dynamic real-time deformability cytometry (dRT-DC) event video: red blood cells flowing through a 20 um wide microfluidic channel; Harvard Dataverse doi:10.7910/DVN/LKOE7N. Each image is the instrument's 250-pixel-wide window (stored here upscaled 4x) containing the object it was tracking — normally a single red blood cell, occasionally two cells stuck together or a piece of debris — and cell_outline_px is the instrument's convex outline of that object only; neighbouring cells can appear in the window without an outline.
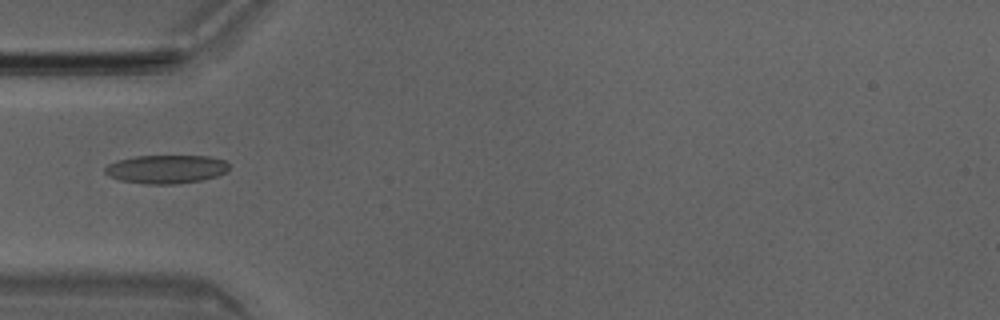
{"species": "Egyptian fruit bat (a non-hibernating species)", "species_latin": "Rousettus aegyptiacus", "temperature_condition": "room temperature", "stored_images_in_passage": 35, "camera_frame_rate_fps": 3000, "um_per_image_px": 0.085, "animal": {"sex": "male"}, "frame": {"image": 1, "passage_image": 1, "time_ms": 0.0, "image_size_px": [1000, 320], "cell_outline_px": [[228, 172], [216, 176], [200, 180], [176, 184], [148, 184], [120, 180], [108, 176], [104, 172], [104, 168], [108, 164], [120, 160], [136, 156], [208, 156], [224, 160], [228, 164]], "centroid_in_image_um": [14.12, 14.38], "position_along_channel_um": 70.9, "area_um2": 20.52}}
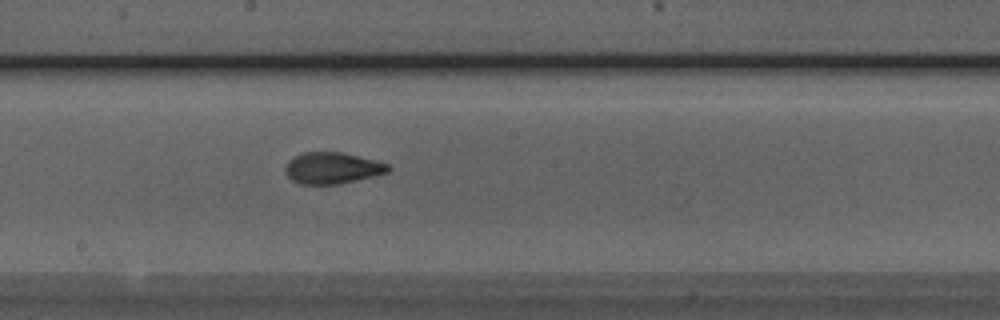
{"frame": {"image": 2, "passage_image": 12, "time_ms": 3.667, "image_size_px": [1000, 320], "cell_outline_px": [[392, 168], [388, 172], [340, 184], [300, 184], [292, 180], [284, 172], [284, 168], [288, 160], [304, 152], [340, 152], [376, 160], [388, 164]], "centroid_in_image_um": [28.23, 14.28], "position_along_channel_um": 220.0, "area_um2": 18.79}}
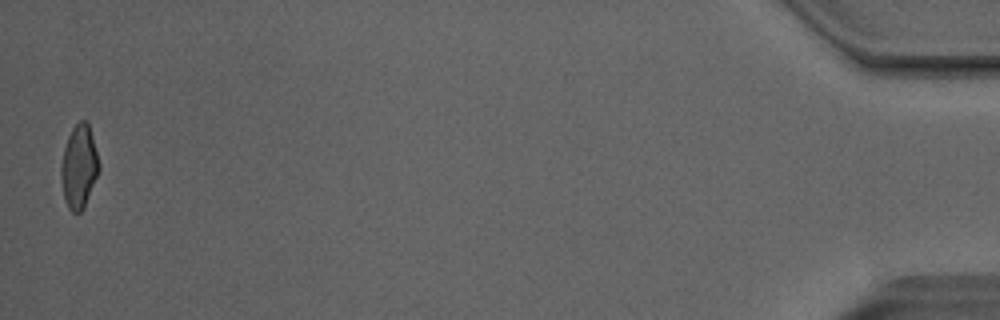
{"frame": {"image": 3, "passage_image": 35, "time_ms": 11.333, "image_size_px": [1000, 320], "cell_outline_px": [[100, 168], [84, 208], [80, 212], [72, 212], [68, 208], [64, 200], [60, 180], [60, 168], [64, 148], [68, 136], [72, 128], [80, 120], [84, 120], [88, 124], [92, 136], [100, 164]], "centroid_in_image_um": [6.7, 14.19], "position_along_channel_um": 428.5, "area_um2": 18.44}}